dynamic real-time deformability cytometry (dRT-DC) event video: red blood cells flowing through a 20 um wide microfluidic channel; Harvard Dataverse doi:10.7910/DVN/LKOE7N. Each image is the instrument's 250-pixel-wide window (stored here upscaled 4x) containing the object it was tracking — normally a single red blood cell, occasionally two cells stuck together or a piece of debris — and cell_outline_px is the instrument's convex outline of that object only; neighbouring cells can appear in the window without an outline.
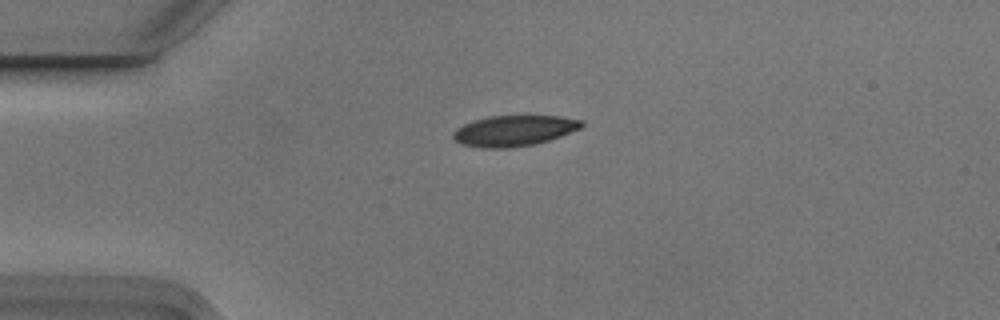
{"species": "Egyptian fruit bat (a non-hibernating species)", "species_latin": "Rousettus aegyptiacus", "temperature_condition": "cold", "stored_images_in_passage": 6, "camera_frame_rate_fps": 3000, "um_per_image_px": 0.085, "animal": {"sex": "male"}, "frame": {"image": 1, "passage_image": 2, "time_ms": 0.333, "image_size_px": [1000, 320], "cell_outline_px": [[584, 124], [580, 128], [560, 136], [536, 144], [508, 148], [480, 148], [460, 144], [452, 136], [452, 132], [456, 128], [464, 124], [476, 120], [492, 116], [560, 116], [584, 120]], "centroid_in_image_um": [43.68, 11.12], "position_along_channel_um": 41.3, "area_um2": 22.95}}
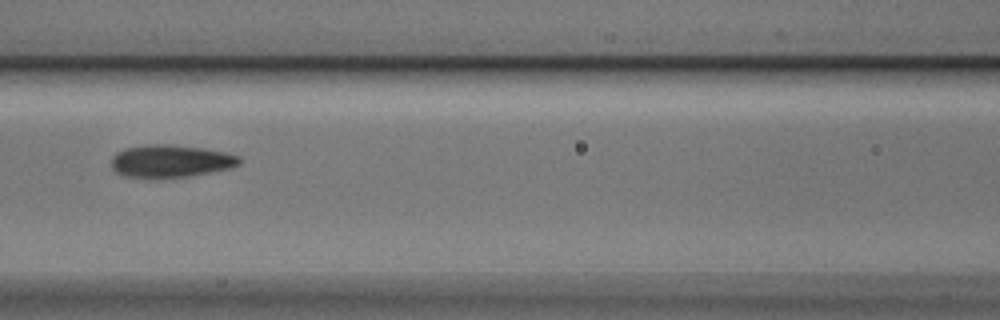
{"frame": {"image": 2, "passage_image": 5, "time_ms": 1.333, "image_size_px": [1000, 320], "cell_outline_px": [[240, 164], [228, 168], [188, 176], [156, 180], [152, 180], [124, 176], [116, 172], [112, 168], [112, 156], [116, 152], [124, 148], [144, 144], [168, 144], [200, 148], [224, 152], [240, 156]], "centroid_in_image_um": [14.42, 13.71], "position_along_channel_um": 152.2, "area_um2": 24.68}}
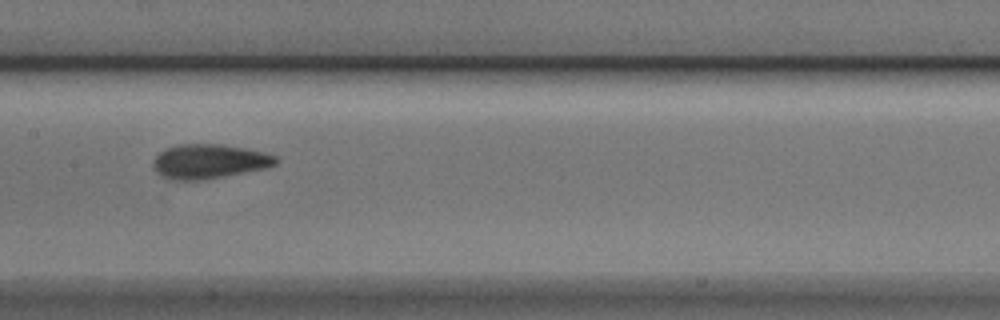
{"frame": {"image": 3, "passage_image": 6, "time_ms": 1.667, "image_size_px": [1000, 320], "cell_outline_px": [[280, 160], [276, 164], [264, 168], [204, 180], [168, 180], [160, 176], [156, 172], [152, 164], [156, 156], [160, 152], [168, 148], [180, 144], [220, 144], [244, 148], [276, 156]], "centroid_in_image_um": [17.73, 13.73], "position_along_channel_um": 189.7, "area_um2": 24.45}}